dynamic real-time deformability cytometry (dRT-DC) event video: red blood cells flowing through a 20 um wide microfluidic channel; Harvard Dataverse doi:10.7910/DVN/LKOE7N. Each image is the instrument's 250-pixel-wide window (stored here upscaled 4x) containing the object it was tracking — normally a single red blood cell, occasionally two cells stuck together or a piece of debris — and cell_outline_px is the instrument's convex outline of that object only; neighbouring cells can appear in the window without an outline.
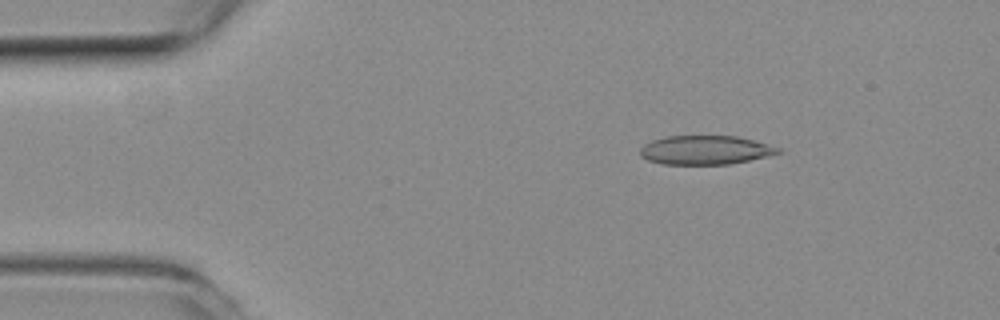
{"species": "common noctule bat (a hibernating species)", "species_latin": "Nyctalus noctula", "temperature_condition": "room temperature", "stored_images_in_passage": 54, "camera_frame_rate_fps": 3000, "um_per_image_px": 0.085, "animal": {"sex": "female", "body_mass_g": 19.3, "forearm_length_mm": 54.1}, "frame": {"image": 1, "passage_image": 7, "time_ms": 2.0, "image_size_px": [1000, 320], "cell_outline_px": [[784, 152], [768, 156], [728, 164], [664, 164], [648, 160], [640, 156], [640, 148], [644, 144], [652, 140], [664, 136], [736, 136], [784, 148]], "centroid_in_image_um": [59.97, 12.75], "position_along_channel_um": 25.0, "area_um2": 23.35}}
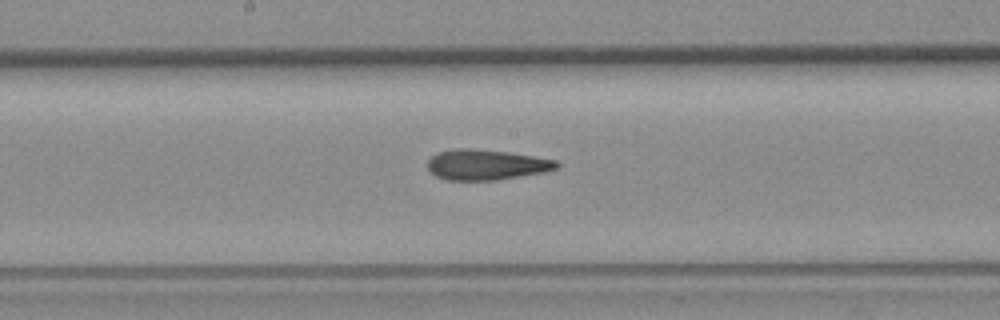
{"frame": {"image": 2, "passage_image": 27, "time_ms": 8.667, "image_size_px": [1000, 320], "cell_outline_px": [[560, 168], [548, 172], [496, 180], [444, 180], [436, 176], [428, 168], [428, 160], [436, 152], [456, 148], [468, 148], [508, 152], [556, 160], [560, 164]], "centroid_in_image_um": [41.36, 14.0], "position_along_channel_um": 206.8, "area_um2": 23.06}}
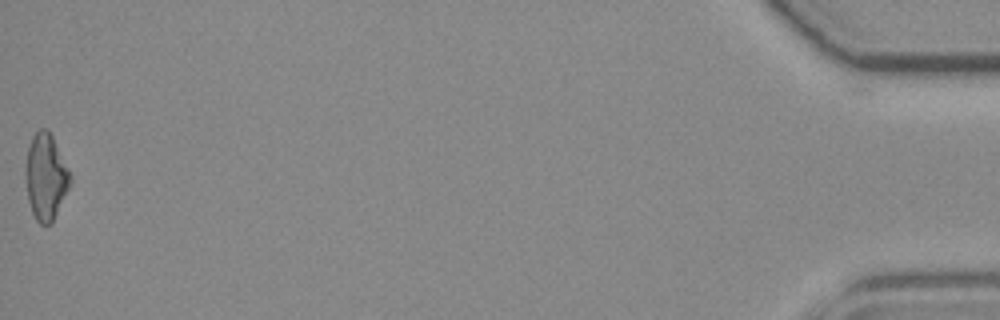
{"frame": {"image": 3, "passage_image": 54, "time_ms": 17.667, "image_size_px": [1000, 320], "cell_outline_px": [[72, 180], [52, 224], [40, 224], [36, 220], [32, 212], [28, 200], [24, 172], [24, 168], [28, 144], [32, 136], [40, 128], [48, 128], [72, 176]], "centroid_in_image_um": [3.87, 15.02], "position_along_channel_um": 431.3, "area_um2": 22.66}, "authors_computed_cell_mechanics": {"area_um2": 23.0333, "velocity_mm_per_s": 3.6938, "shape_relaxation_time_tau1_ms": null, "shape_relaxation_time_tau2_ms": 3.8721, "deformation_change_tau1": null, "deformation_change_tau2": 0.1302}}